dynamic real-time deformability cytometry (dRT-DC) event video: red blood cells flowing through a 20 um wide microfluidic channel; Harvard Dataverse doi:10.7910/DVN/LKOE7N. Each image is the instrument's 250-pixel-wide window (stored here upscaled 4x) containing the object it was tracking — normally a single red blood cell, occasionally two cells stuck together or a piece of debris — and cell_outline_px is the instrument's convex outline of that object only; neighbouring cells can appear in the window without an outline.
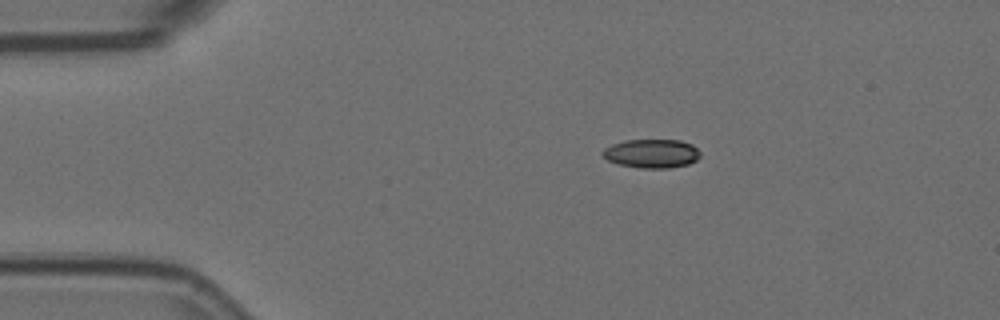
{"species": "Egyptian fruit bat (a non-hibernating species)", "species_latin": "Rousettus aegyptiacus", "temperature_condition": "room temperature", "stored_images_in_passage": 4, "camera_frame_rate_fps": 3000, "um_per_image_px": 0.085, "animal": {"sex": "female"}, "frame": {"image": 1, "passage_image": 2, "time_ms": 0.333, "image_size_px": [1000, 320], "cell_outline_px": [[700, 156], [696, 160], [688, 164], [668, 168], [644, 168], [620, 164], [608, 160], [600, 152], [604, 148], [612, 144], [624, 140], [680, 140], [692, 144], [700, 152]], "centroid_in_image_um": [55.39, 13.04], "position_along_channel_um": 29.6, "area_um2": 16.3}}
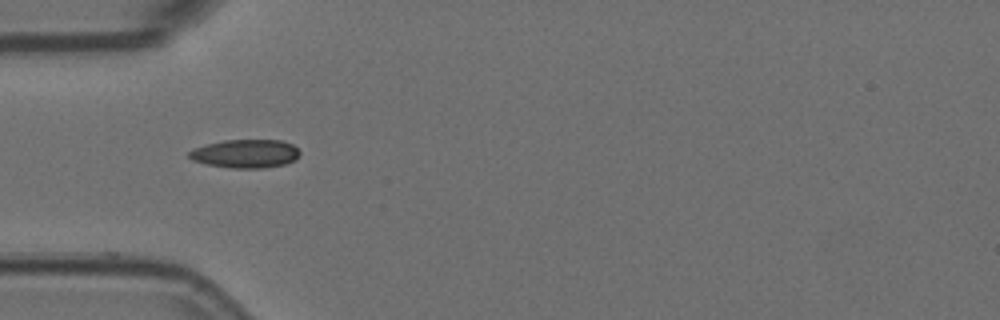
{"frame": {"image": 2, "passage_image": 4, "time_ms": 1.0, "image_size_px": [1000, 320], "cell_outline_px": [[300, 152], [296, 160], [284, 164], [264, 168], [232, 168], [208, 164], [192, 160], [188, 156], [188, 152], [196, 148], [208, 144], [224, 140], [280, 140], [292, 144]], "centroid_in_image_um": [20.89, 13.06], "position_along_channel_um": 64.1, "area_um2": 18.21}}